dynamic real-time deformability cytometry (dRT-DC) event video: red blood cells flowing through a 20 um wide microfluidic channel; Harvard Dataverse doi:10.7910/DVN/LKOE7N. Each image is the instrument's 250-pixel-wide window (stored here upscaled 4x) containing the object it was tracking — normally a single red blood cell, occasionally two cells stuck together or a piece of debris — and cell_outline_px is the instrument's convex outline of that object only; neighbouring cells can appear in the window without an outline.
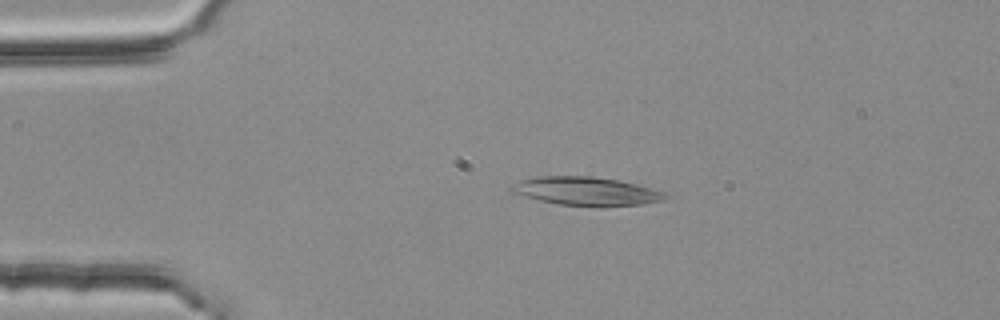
{"species": "common noctule bat (a hibernating species)", "species_latin": "Nyctalus noctula", "temperature_condition": "room temperature", "stored_images_in_passage": 4, "camera_frame_rate_fps": 3000, "um_per_image_px": 0.085, "animal": {"sex": "female", "body_mass_g": 25.1}, "frame": {"image": 1, "passage_image": 3, "time_ms": 0.667, "image_size_px": [1000, 320], "cell_outline_px": [[668, 196], [664, 200], [644, 204], [560, 204], [540, 200], [512, 192], [508, 188], [512, 184], [520, 180], [536, 176], [592, 176], [616, 180], [636, 184], [664, 192]], "centroid_in_image_um": [49.77, 16.21], "position_along_channel_um": 35.2, "area_um2": 24.57}}